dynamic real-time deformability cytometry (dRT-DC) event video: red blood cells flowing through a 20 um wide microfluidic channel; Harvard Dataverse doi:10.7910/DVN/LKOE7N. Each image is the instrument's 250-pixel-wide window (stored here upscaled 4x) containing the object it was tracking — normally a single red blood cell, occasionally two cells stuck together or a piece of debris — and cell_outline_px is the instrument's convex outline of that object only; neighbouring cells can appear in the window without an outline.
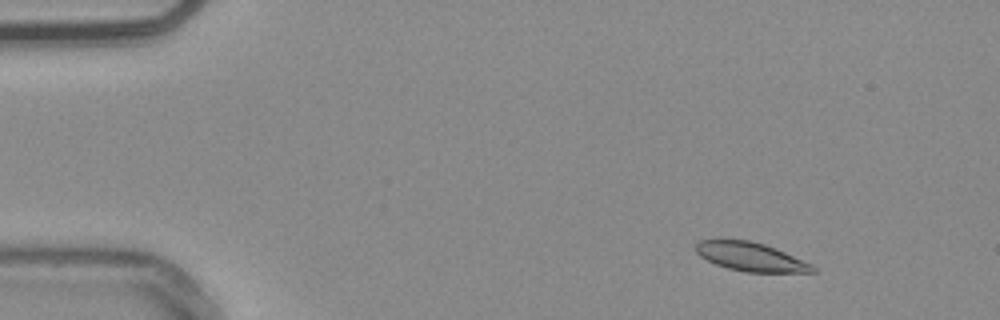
{"species": "common noctule bat (a hibernating species)", "species_latin": "Nyctalus noctula", "temperature_condition": "warm", "stored_images_in_passage": 49, "camera_frame_rate_fps": 3000, "um_per_image_px": 0.085, "animal": {"sex": "male", "body_mass_g": 20.4}, "frame": {"image": 1, "passage_image": 2, "time_ms": 0.333, "image_size_px": [1000, 320], "cell_outline_px": [[816, 272], [744, 272], [728, 268], [716, 264], [700, 256], [696, 252], [696, 244], [700, 240], [720, 236], [748, 240], [764, 244], [776, 248], [812, 264], [816, 268]], "centroid_in_image_um": [63.75, 21.78], "position_along_channel_um": 21.3, "area_um2": 20.06}}
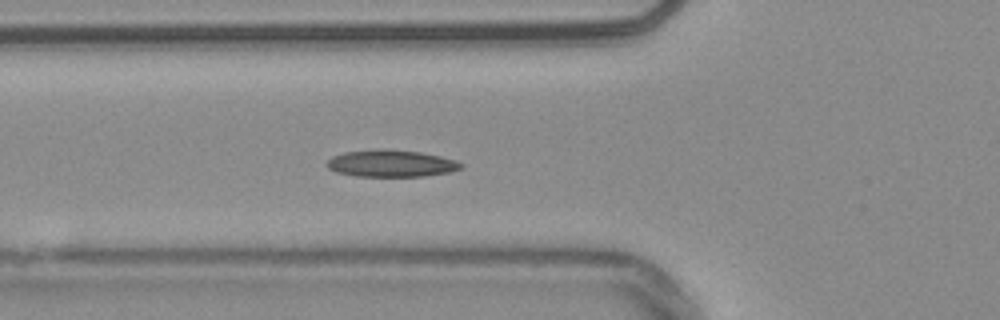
{"frame": {"image": 2, "passage_image": 15, "time_ms": 4.667, "image_size_px": [1000, 320], "cell_outline_px": [[464, 168], [448, 172], [424, 176], [356, 176], [336, 172], [328, 168], [324, 164], [332, 156], [344, 152], [380, 148], [384, 148], [420, 152], [440, 156], [464, 164]], "centroid_in_image_um": [33.2, 13.88], "position_along_channel_um": 92.6, "area_um2": 21.15}}
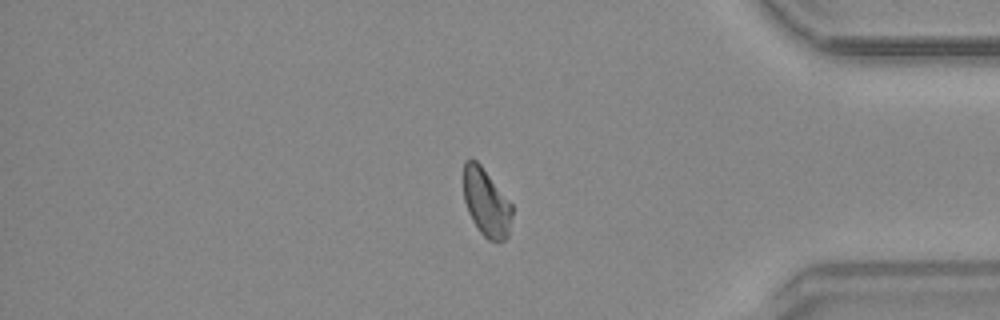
{"frame": {"image": 3, "passage_image": 41, "time_ms": 13.333, "image_size_px": [1000, 320], "cell_outline_px": [[512, 216], [508, 236], [504, 240], [488, 240], [480, 232], [472, 220], [468, 212], [464, 200], [464, 160], [476, 160], [480, 164], [512, 204]], "centroid_in_image_um": [41.33, 17.23], "position_along_channel_um": 393.9, "area_um2": 18.96}, "authors_computed_cell_mechanics": {"area_um2": 19.8254, "velocity_mm_per_s": 3.7519, "shape_relaxation_time_tau1_ms": 7.3228, "shape_relaxation_time_tau2_ms": 4.9202, "deformation_change_tau1": 0.1616, "deformation_change_tau2": 0.1057}}